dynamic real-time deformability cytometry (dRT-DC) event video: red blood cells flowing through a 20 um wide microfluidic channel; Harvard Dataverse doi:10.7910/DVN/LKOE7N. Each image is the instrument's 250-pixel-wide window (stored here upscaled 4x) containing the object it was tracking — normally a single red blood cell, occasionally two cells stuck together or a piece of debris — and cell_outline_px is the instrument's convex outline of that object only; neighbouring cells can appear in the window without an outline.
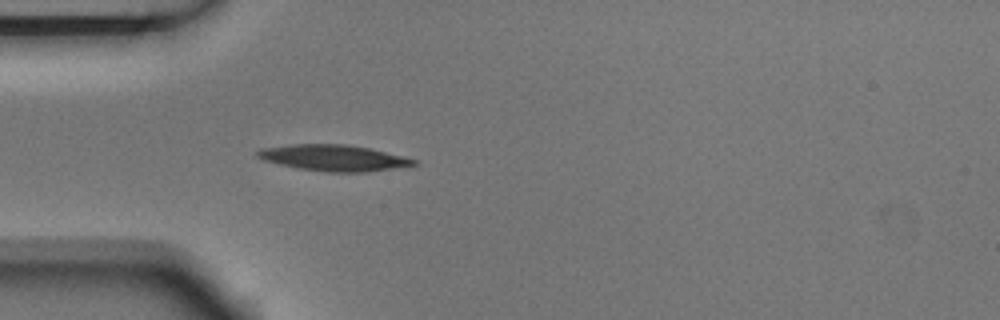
{"species": "Egyptian fruit bat (a non-hibernating species)", "species_latin": "Rousettus aegyptiacus", "temperature_condition": "room temperature", "stored_images_in_passage": 3, "camera_frame_rate_fps": 3000, "um_per_image_px": 0.085, "animal": {"sex": "male"}, "frame": {"image": 1, "passage_image": 3, "time_ms": 0.667, "image_size_px": [1000, 320], "cell_outline_px": [[416, 164], [392, 168], [364, 172], [328, 172], [296, 168], [264, 160], [256, 156], [256, 152], [260, 148], [292, 144], [344, 144], [368, 148], [416, 160]], "centroid_in_image_um": [28.26, 13.41], "position_along_channel_um": 56.7, "area_um2": 23.35}}